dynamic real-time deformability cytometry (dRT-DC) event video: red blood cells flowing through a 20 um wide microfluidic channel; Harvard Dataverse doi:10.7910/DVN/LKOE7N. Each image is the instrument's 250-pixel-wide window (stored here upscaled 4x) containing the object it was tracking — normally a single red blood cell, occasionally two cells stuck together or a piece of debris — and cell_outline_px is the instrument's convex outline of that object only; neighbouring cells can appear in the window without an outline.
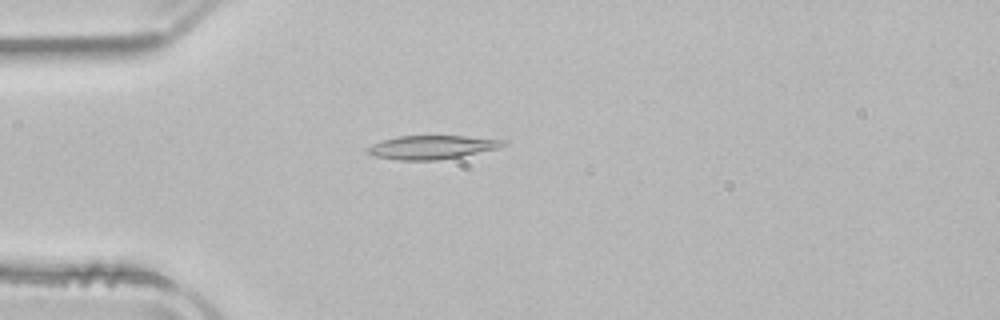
{"species": "common noctule bat (a hibernating species)", "species_latin": "Nyctalus noctula", "temperature_condition": "room temperature", "stored_images_in_passage": 42, "camera_frame_rate_fps": 3000, "um_per_image_px": 0.085, "animal": {"sex": "male", "body_mass_g": 21.5, "forearm_length_mm": 52.0}, "frame": {"image": 1, "passage_image": 4, "time_ms": 1.0, "image_size_px": [1000, 320], "cell_outline_px": [[508, 140], [500, 148], [460, 156], [436, 160], [400, 160], [376, 156], [368, 152], [364, 148], [372, 144], [384, 140], [400, 136], [464, 136]], "centroid_in_image_um": [36.72, 12.51], "position_along_channel_um": 48.3, "area_um2": 18.44}}
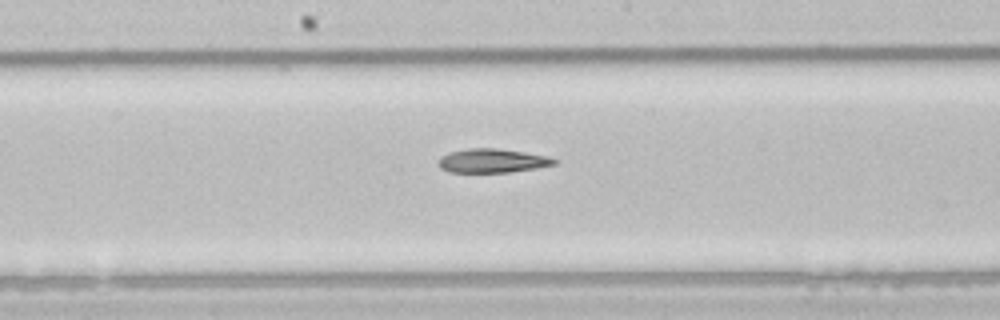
{"frame": {"image": 2, "passage_image": 17, "time_ms": 5.333, "image_size_px": [1000, 320], "cell_outline_px": [[556, 164], [536, 168], [508, 172], [448, 172], [440, 168], [440, 156], [448, 152], [468, 148], [496, 148], [524, 152], [548, 156], [556, 160]], "centroid_in_image_um": [41.83, 13.66], "position_along_channel_um": 206.4, "area_um2": 16.07}}
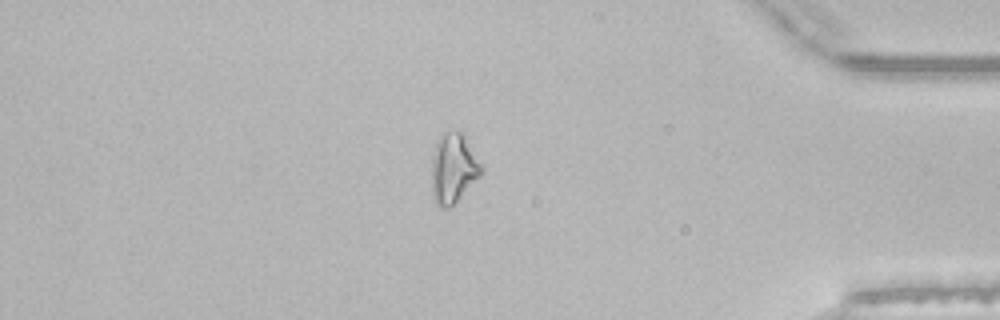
{"frame": {"image": 3, "passage_image": 34, "time_ms": 11.0, "image_size_px": [1000, 320], "cell_outline_px": [[484, 172], [448, 208], [440, 208], [436, 204], [432, 196], [432, 156], [436, 144], [440, 136], [444, 132], [460, 132], [464, 136], [484, 168]], "centroid_in_image_um": [38.52, 14.32], "position_along_channel_um": 396.7, "area_um2": 19.83}, "authors_computed_cell_mechanics": {"area_um2": 17.2244, "velocity_mm_per_s": 3.9511, "shape_relaxation_time_tau1_ms": 9.9838, "shape_relaxation_time_tau2_ms": null, "deformation_change_tau1": 0.2429, "deformation_change_tau2": null}}